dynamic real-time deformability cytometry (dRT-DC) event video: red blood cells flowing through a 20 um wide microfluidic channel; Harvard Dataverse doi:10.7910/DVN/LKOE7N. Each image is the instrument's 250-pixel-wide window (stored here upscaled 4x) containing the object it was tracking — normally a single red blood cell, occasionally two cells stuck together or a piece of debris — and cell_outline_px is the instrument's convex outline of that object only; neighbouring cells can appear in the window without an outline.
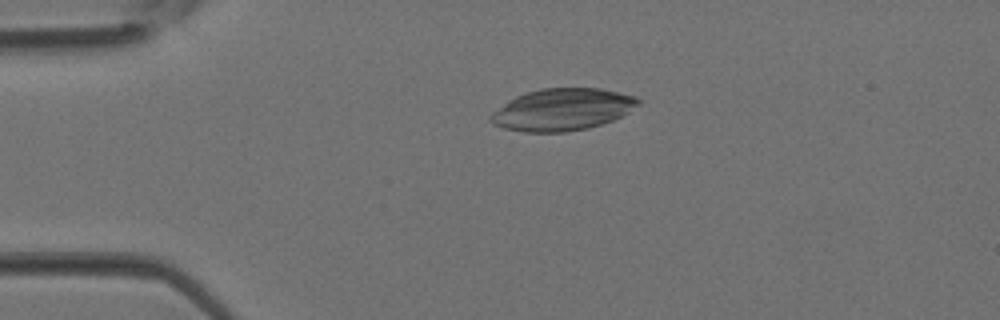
{"species": "Egyptian fruit bat (a non-hibernating species)", "species_latin": "Rousettus aegyptiacus", "temperature_condition": "room temperature", "stored_images_in_passage": 1, "camera_frame_rate_fps": 3000, "um_per_image_px": 0.085, "animal": {"sex": "female"}, "frame": {"image": 1, "passage_image": 1, "time_ms": 0.0, "image_size_px": [1000, 320], "cell_outline_px": [[640, 104], [628, 112], [612, 120], [588, 128], [564, 132], [524, 132], [504, 128], [492, 124], [488, 120], [488, 116], [492, 112], [508, 100], [516, 96], [540, 88], [600, 88], [636, 96], [640, 100]], "centroid_in_image_um": [47.77, 9.31], "position_along_channel_um": 37.2, "area_um2": 36.13}}